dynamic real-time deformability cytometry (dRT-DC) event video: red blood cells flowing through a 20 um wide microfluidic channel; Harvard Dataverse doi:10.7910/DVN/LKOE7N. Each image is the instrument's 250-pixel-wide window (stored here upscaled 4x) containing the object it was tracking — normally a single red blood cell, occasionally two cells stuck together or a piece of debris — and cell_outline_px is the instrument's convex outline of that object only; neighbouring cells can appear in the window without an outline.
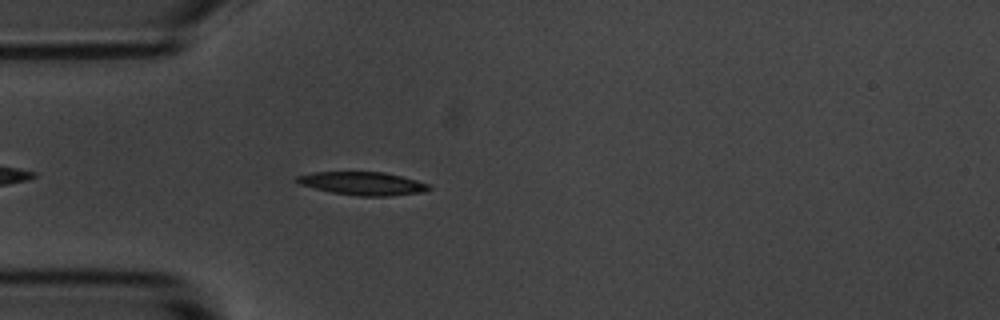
{"species": "common noctule bat (a hibernating species)", "species_latin": "Nyctalus noctula", "temperature_condition": "room temperature", "stored_images_in_passage": 39, "camera_frame_rate_fps": 3000, "um_per_image_px": 0.085, "animal": {"sex": "male", "body_mass_g": 20.1, "forearm_length_mm": 53.5}, "frame": {"image": 1, "passage_image": 5, "time_ms": 1.333, "image_size_px": [1000, 320], "cell_outline_px": [[432, 188], [424, 192], [388, 196], [360, 196], [332, 192], [300, 184], [292, 180], [296, 176], [312, 172], [384, 172], [416, 180], [428, 184]], "centroid_in_image_um": [30.81, 15.59], "position_along_channel_um": 54.2, "area_um2": 17.74}}
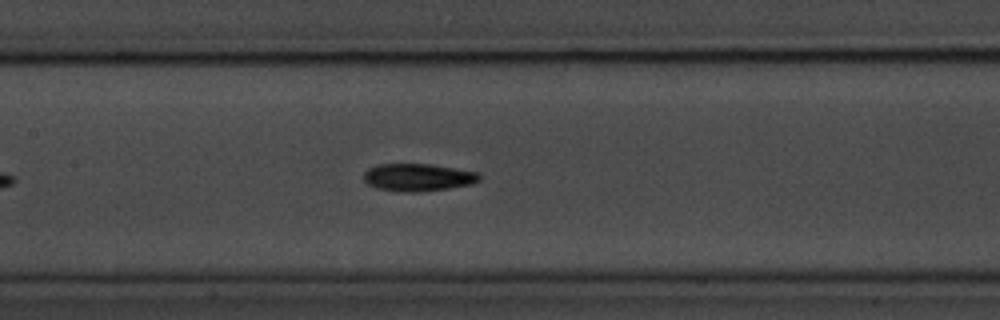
{"frame": {"image": 2, "passage_image": 15, "time_ms": 4.667, "image_size_px": [1000, 320], "cell_outline_px": [[480, 180], [472, 184], [448, 188], [420, 192], [404, 192], [376, 188], [368, 184], [364, 180], [364, 172], [368, 168], [376, 164], [432, 164], [480, 172]], "centroid_in_image_um": [35.54, 15.07], "position_along_channel_um": 171.9, "area_um2": 18.73}}
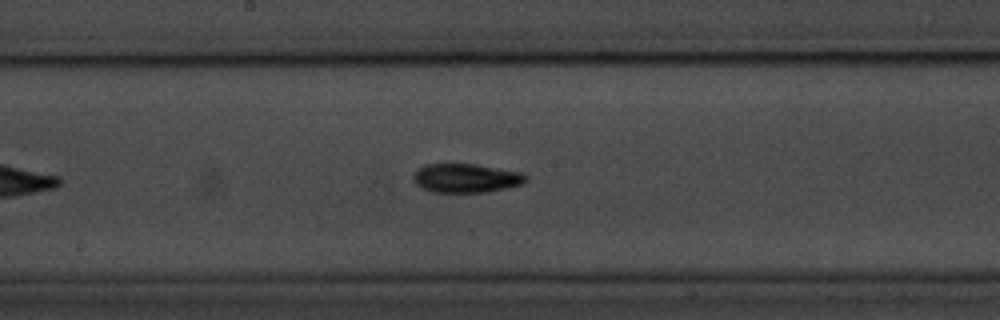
{"frame": {"image": 3, "passage_image": 18, "time_ms": 5.667, "image_size_px": [1000, 320], "cell_outline_px": [[528, 180], [520, 184], [508, 188], [488, 192], [432, 192], [420, 188], [412, 180], [412, 176], [424, 164], [476, 164], [524, 172], [528, 176]], "centroid_in_image_um": [39.64, 15.14], "position_along_channel_um": 208.6, "area_um2": 19.25}, "authors_computed_cell_mechanics": {"area_um2": 17.8602, "velocity_mm_per_s": 3.6842, "shape_relaxation_time_tau1_ms": 2.7474, "shape_relaxation_time_tau2_ms": 6.4938, "deformation_change_tau1": 0.1755, "deformation_change_tau2": 0.1471}}